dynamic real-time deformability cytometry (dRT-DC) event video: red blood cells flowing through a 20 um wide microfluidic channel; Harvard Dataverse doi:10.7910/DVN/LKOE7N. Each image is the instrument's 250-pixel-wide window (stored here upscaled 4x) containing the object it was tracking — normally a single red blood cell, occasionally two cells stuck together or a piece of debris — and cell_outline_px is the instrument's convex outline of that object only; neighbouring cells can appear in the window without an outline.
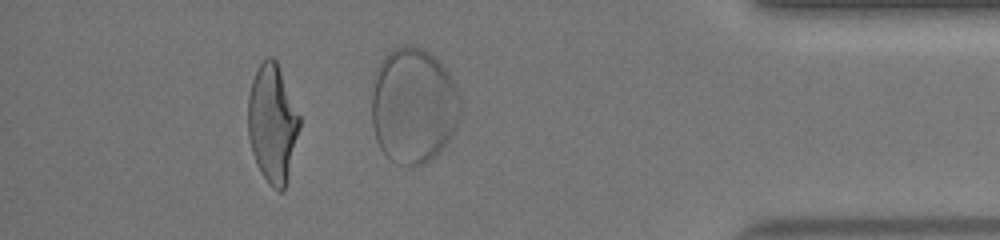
{"species": "human", "species_latin": "Homo sapiens", "temperature_condition": "warm", "stored_images_in_passage": 18, "camera_frame_rate_fps": 3000, "um_per_image_px": 0.085, "donor": {"sex": "female"}, "frame": {"image": 1, "passage_image": 16, "time_ms": 12.333, "image_size_px": [1000, 240], "cell_outline_px": [[300, 128], [284, 192], [280, 192], [272, 188], [260, 172], [252, 152], [248, 136], [248, 96], [252, 80], [260, 64], [268, 56], [272, 56], [276, 60], [300, 116]], "centroid_in_image_um": [23.15, 10.52], "position_along_channel_um": 412.0, "area_um2": 35.43}, "authors_computed_cell_mechanics": {"area_um2": 36.414, "velocity_mm_per_s": 4.0567, "shape_relaxation_time_tau1_ms": 3.5938, "shape_relaxation_time_tau2_ms": null, "deformation_change_tau1": 0.2033, "deformation_change_tau2": null}}